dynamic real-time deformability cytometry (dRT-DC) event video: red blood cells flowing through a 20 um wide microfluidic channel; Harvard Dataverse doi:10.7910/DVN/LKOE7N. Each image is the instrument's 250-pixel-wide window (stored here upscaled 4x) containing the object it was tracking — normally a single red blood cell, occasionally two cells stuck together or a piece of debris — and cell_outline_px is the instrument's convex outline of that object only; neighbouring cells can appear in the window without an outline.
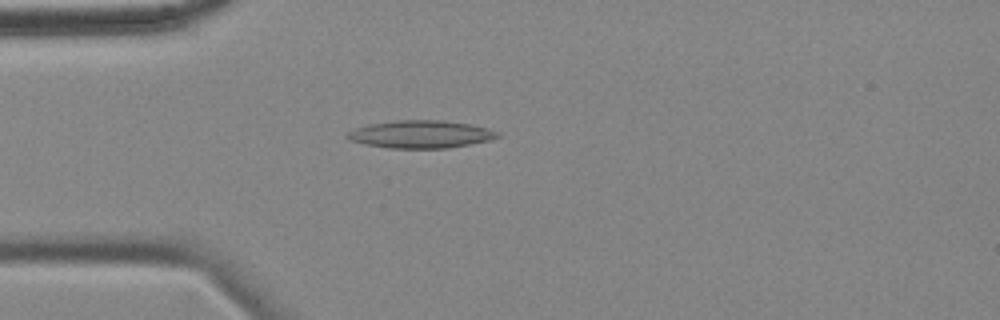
{"species": "common noctule bat (a hibernating species)", "species_latin": "Nyctalus noctula", "temperature_condition": "cold", "stored_images_in_passage": 45, "camera_frame_rate_fps": 3000, "um_per_image_px": 0.085, "animal": {"sex": "female", "body_mass_g": 18.4}, "frame": {"image": 1, "passage_image": 3, "time_ms": 0.667, "image_size_px": [1000, 320], "cell_outline_px": [[500, 136], [488, 140], [448, 148], [388, 148], [368, 144], [352, 140], [344, 136], [348, 132], [356, 128], [372, 124], [396, 120], [440, 120], [468, 124], [488, 128], [496, 132]], "centroid_in_image_um": [35.75, 11.41], "position_along_channel_um": 49.2, "area_um2": 23.7}}
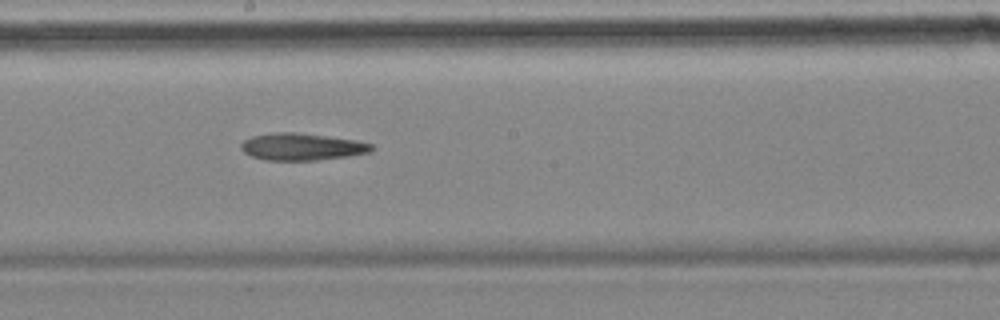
{"frame": {"image": 2, "passage_image": 19, "time_ms": 6.0, "image_size_px": [1000, 320], "cell_outline_px": [[376, 148], [368, 152], [348, 156], [316, 160], [268, 160], [252, 156], [244, 152], [240, 148], [240, 144], [244, 140], [252, 136], [276, 132], [296, 132], [328, 136], [356, 140], [372, 144]], "centroid_in_image_um": [25.66, 12.46], "position_along_channel_um": 222.5, "area_um2": 20.52}}
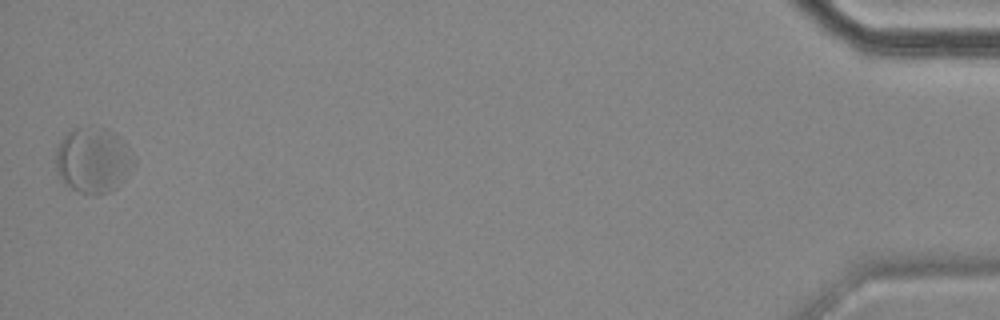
{"frame": {"image": 3, "passage_image": 45, "time_ms": 14.667, "image_size_px": [1000, 320], "cell_outline_px": [[136, 164], [108, 192], [80, 192], [64, 184], [56, 168], [56, 148], [60, 140], [68, 132], [76, 128], [108, 128], [116, 132], [128, 144], [136, 160]], "centroid_in_image_um": [7.93, 13.55], "position_along_channel_um": 427.3, "area_um2": 29.36}, "authors_computed_cell_mechanics": {"area_um2": 22.253, "velocity_mm_per_s": 3.446, "shape_relaxation_time_tau1_ms": null, "shape_relaxation_time_tau2_ms": 10.6415, "deformation_change_tau1": null, "deformation_change_tau2": 0.193}}